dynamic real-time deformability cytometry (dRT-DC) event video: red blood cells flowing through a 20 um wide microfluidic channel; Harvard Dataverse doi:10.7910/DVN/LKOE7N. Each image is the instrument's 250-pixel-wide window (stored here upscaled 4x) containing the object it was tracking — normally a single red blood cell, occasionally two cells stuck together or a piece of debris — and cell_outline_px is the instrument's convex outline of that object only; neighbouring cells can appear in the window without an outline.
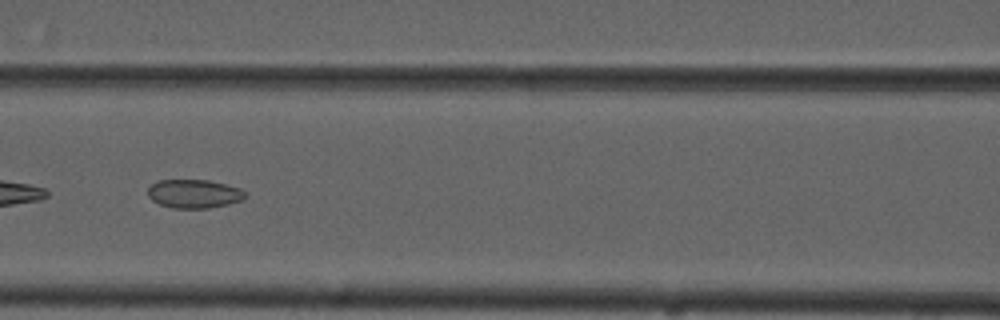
{"species": "common noctule bat (a hibernating species)", "species_latin": "Nyctalus noctula", "temperature_condition": "cold", "stored_images_in_passage": 4, "camera_frame_rate_fps": 3000, "um_per_image_px": 0.085, "animal": {"sex": "male", "forearm_length_mm": 52.5}, "frame": {"image": 1, "passage_image": 3, "time_ms": 2.333, "image_size_px": [1000, 320], "cell_outline_px": [[244, 200], [228, 204], [208, 208], [172, 208], [160, 204], [152, 200], [148, 196], [148, 188], [152, 184], [160, 180], [208, 180], [240, 188], [244, 192]], "centroid_in_image_um": [16.48, 16.47], "position_along_channel_um": 150.1, "area_um2": 16.13}}
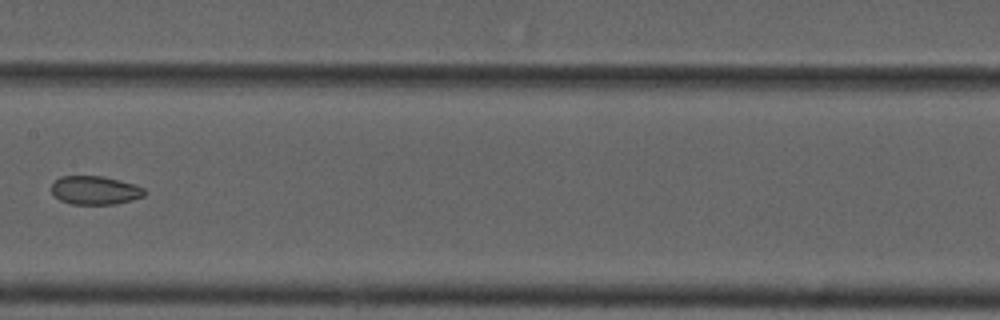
{"frame": {"image": 2, "passage_image": 4, "time_ms": 3.667, "image_size_px": [1000, 320], "cell_outline_px": [[148, 192], [144, 196], [132, 200], [112, 204], [72, 204], [60, 200], [52, 192], [52, 184], [60, 176], [104, 176], [136, 184], [144, 188]], "centroid_in_image_um": [8.12, 16.16], "position_along_channel_um": 199.3, "area_um2": 15.55}}